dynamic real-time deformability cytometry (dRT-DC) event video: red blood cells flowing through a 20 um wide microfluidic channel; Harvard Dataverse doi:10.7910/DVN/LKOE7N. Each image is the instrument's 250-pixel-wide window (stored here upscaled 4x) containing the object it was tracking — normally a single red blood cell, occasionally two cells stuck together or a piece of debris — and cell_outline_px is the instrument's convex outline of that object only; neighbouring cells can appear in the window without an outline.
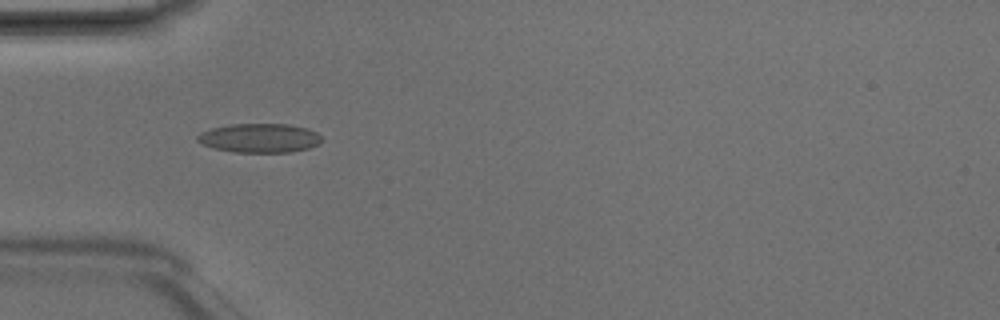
{"species": "Egyptian fruit bat (a non-hibernating species)", "species_latin": "Rousettus aegyptiacus", "temperature_condition": "room temperature", "stored_images_in_passage": 4, "camera_frame_rate_fps": 3000, "um_per_image_px": 0.085, "animal": {"sex": "male"}, "frame": {"image": 1, "passage_image": 4, "time_ms": 1.0, "image_size_px": [1000, 320], "cell_outline_px": [[320, 140], [316, 144], [308, 148], [292, 152], [236, 152], [212, 148], [196, 140], [196, 136], [200, 132], [212, 128], [232, 124], [288, 124], [308, 128], [316, 132], [320, 136]], "centroid_in_image_um": [22.03, 11.73], "position_along_channel_um": 63.0, "area_um2": 20.92}}